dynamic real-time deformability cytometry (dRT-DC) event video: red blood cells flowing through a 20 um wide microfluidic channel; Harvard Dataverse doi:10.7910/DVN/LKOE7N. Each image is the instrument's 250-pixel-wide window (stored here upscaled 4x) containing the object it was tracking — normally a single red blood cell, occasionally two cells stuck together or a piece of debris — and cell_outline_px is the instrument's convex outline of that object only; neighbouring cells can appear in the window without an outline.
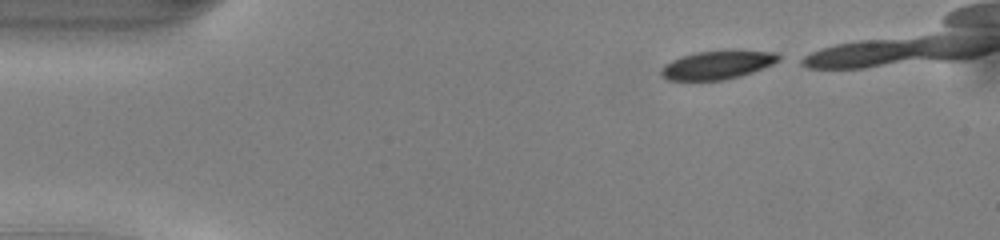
{"species": "common noctule bat (a hibernating species)", "species_latin": "Nyctalus noctula", "temperature_condition": "warm", "stored_images_in_passage": 19, "camera_frame_rate_fps": 3000, "um_per_image_px": 0.085, "animal": {"sex": "male", "body_mass_g": 13.0, "forearm_length_mm": 53.1}, "frame": {"image": 1, "passage_image": 1, "time_ms": 0.0, "image_size_px": [1000, 240], "cell_outline_px": [[780, 60], [772, 64], [752, 72], [740, 76], [720, 80], [668, 80], [660, 76], [660, 68], [664, 64], [680, 56], [696, 52], [780, 52]], "centroid_in_image_um": [60.9, 5.54], "position_along_channel_um": 24.1, "area_um2": 19.02}}
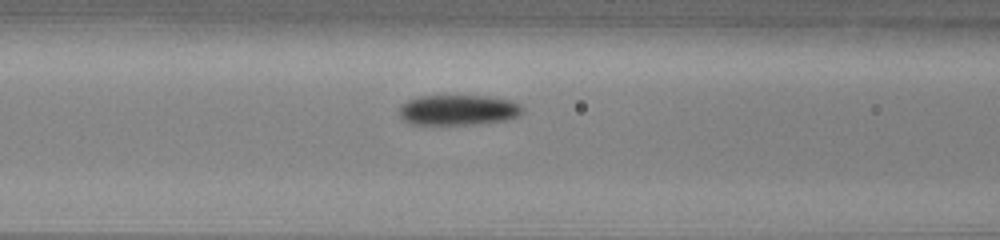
{"frame": {"image": 2, "passage_image": 14, "time_ms": 4.333, "image_size_px": [1000, 240], "cell_outline_px": [[524, 112], [520, 116], [508, 120], [476, 124], [412, 124], [404, 120], [400, 116], [400, 104], [408, 100], [420, 96], [484, 96], [512, 100], [520, 104], [524, 108]], "centroid_in_image_um": [39.01, 9.35], "position_along_channel_um": 127.6, "area_um2": 21.96}}
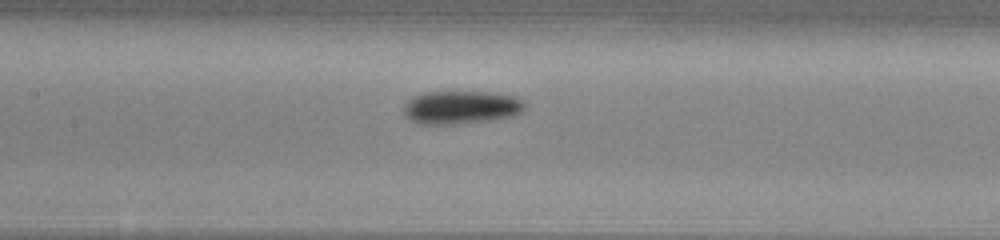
{"frame": {"image": 3, "passage_image": 17, "time_ms": 5.333, "image_size_px": [1000, 240], "cell_outline_px": [[524, 108], [516, 116], [488, 120], [456, 124], [416, 124], [408, 120], [404, 116], [404, 104], [412, 96], [424, 92], [488, 92], [516, 96], [524, 100]], "centroid_in_image_um": [39.16, 9.13], "position_along_channel_um": 168.2, "area_um2": 23.7}}